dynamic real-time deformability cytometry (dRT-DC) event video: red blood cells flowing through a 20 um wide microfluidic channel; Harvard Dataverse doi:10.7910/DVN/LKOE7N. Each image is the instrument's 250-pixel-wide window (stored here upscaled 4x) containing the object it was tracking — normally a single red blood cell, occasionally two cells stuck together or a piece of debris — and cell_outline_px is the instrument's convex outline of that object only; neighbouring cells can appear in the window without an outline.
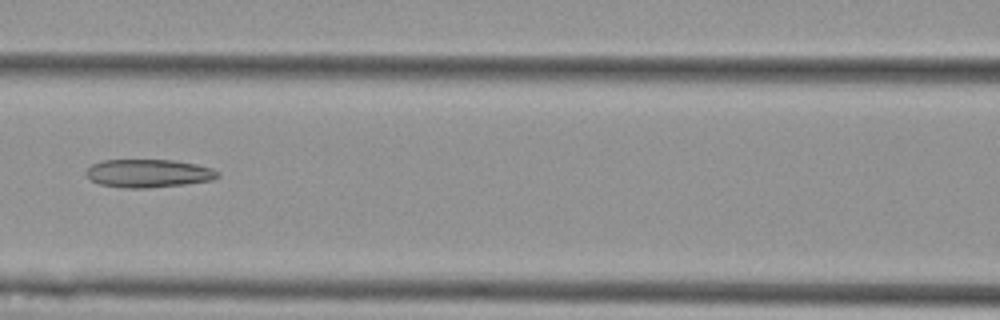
{"species": "Egyptian fruit bat (a non-hibernating species)", "species_latin": "Rousettus aegyptiacus", "temperature_condition": "cold", "stored_images_in_passage": 6, "camera_frame_rate_fps": 3000, "um_per_image_px": 0.085, "animal": {"sex": "female"}, "frame": {"image": 1, "passage_image": 6, "time_ms": 7.667, "image_size_px": [1000, 320], "cell_outline_px": [[220, 176], [212, 180], [184, 184], [148, 188], [124, 188], [100, 184], [92, 180], [84, 172], [92, 164], [104, 160], [176, 160], [196, 164], [212, 168], [220, 172]], "centroid_in_image_um": [12.64, 14.73], "position_along_channel_um": 154.0, "area_um2": 21.62}}